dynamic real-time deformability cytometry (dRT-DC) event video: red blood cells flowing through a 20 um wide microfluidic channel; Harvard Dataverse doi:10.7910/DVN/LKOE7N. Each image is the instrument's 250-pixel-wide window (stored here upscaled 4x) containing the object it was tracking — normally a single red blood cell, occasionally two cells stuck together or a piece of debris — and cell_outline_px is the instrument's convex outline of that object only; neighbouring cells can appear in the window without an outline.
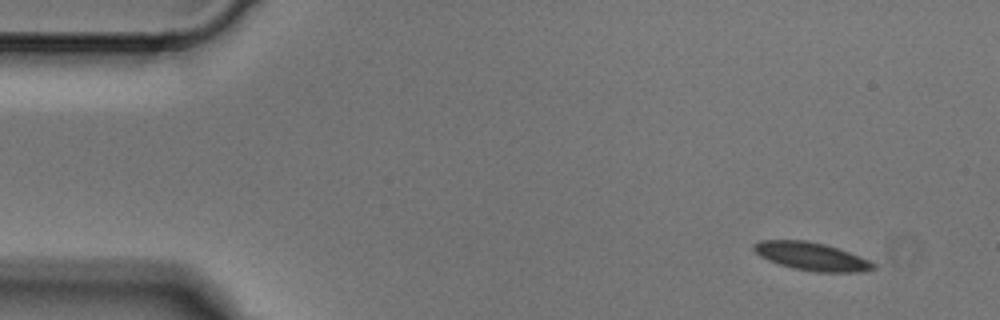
{"species": "Egyptian fruit bat (a non-hibernating species)", "species_latin": "Rousettus aegyptiacus", "temperature_condition": "cold", "stored_images_in_passage": 4, "camera_frame_rate_fps": 3000, "um_per_image_px": 0.085, "animal": {"sex": "male"}, "frame": {"image": 1, "passage_image": 1, "time_ms": 0.0, "image_size_px": [1000, 320], "cell_outline_px": [[876, 268], [860, 272], [816, 272], [792, 268], [768, 260], [760, 256], [752, 248], [752, 244], [760, 240], [808, 240], [824, 244], [860, 256], [876, 264]], "centroid_in_image_um": [68.96, 21.79], "position_along_channel_um": 16.0, "area_um2": 19.48}}
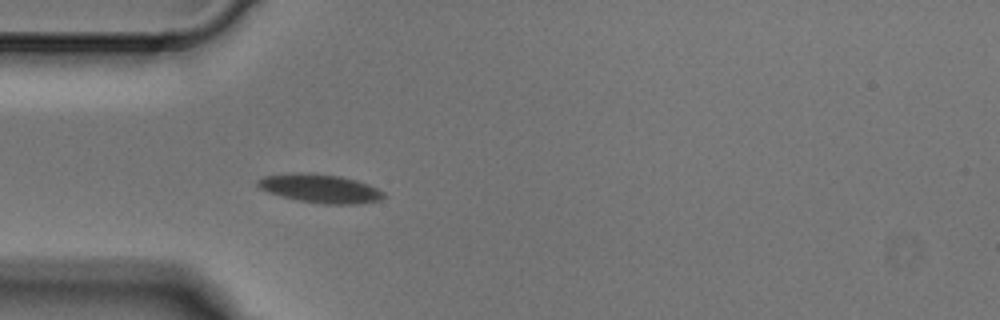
{"frame": {"image": 2, "passage_image": 4, "time_ms": 1.0, "image_size_px": [1000, 320], "cell_outline_px": [[384, 196], [380, 200], [356, 204], [324, 204], [300, 200], [280, 196], [268, 192], [260, 188], [256, 184], [256, 180], [264, 176], [292, 172], [312, 172], [340, 176], [356, 180], [368, 184], [384, 192]], "centroid_in_image_um": [27.18, 16.0], "position_along_channel_um": 57.8, "area_um2": 21.1}}